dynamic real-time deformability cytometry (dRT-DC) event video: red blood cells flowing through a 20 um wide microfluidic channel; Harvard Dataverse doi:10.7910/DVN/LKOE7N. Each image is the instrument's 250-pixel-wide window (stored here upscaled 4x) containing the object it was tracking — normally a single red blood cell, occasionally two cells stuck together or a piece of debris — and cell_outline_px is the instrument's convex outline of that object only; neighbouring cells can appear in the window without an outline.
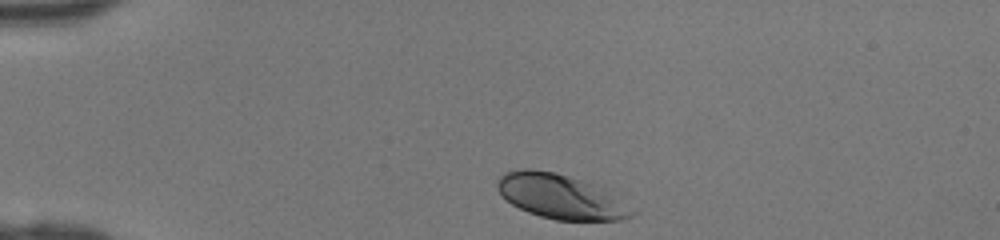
{"species": "human", "species_latin": "Homo sapiens", "temperature_condition": "room temperature", "stored_images_in_passage": 31, "camera_frame_rate_fps": 3000, "um_per_image_px": 0.085, "donor": {"sex": "female"}, "frame": {"image": 1, "passage_image": 1, "time_ms": 0.0, "image_size_px": [1000, 240], "cell_outline_px": [[640, 212], [624, 220], [556, 220], [540, 216], [528, 212], [512, 204], [496, 188], [496, 180], [504, 172], [524, 168], [528, 168], [556, 172], [592, 184], [640, 208]], "centroid_in_image_um": [47.73, 16.72], "position_along_channel_um": 37.3, "area_um2": 35.26}}
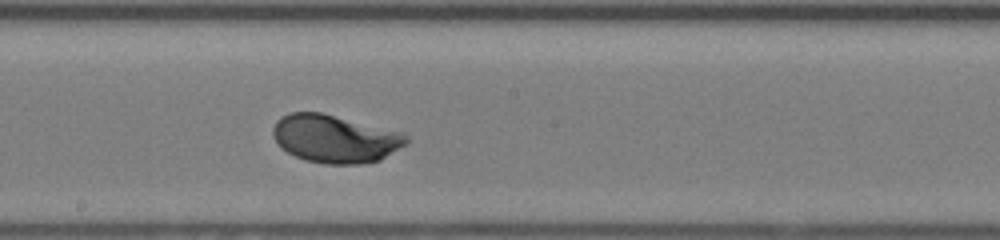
{"frame": {"image": 2, "passage_image": 17, "time_ms": 5.333, "image_size_px": [1000, 240], "cell_outline_px": [[408, 140], [404, 144], [380, 160], [364, 164], [324, 164], [304, 160], [288, 152], [272, 136], [272, 128], [276, 120], [280, 116], [288, 112], [320, 112], [400, 132], [408, 136]], "centroid_in_image_um": [28.43, 11.79], "position_along_channel_um": 219.8, "area_um2": 36.93}}
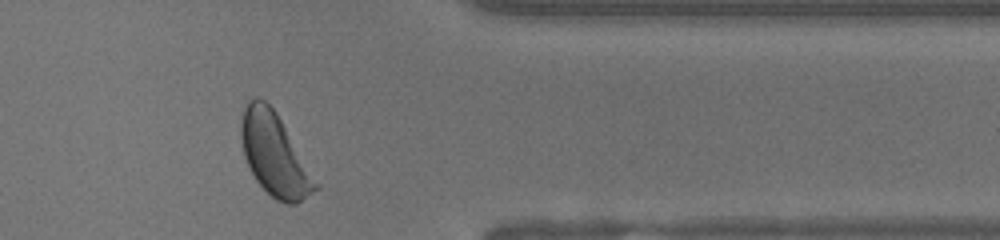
{"frame": {"image": 3, "passage_image": 29, "time_ms": 9.333, "image_size_px": [1000, 240], "cell_outline_px": [[320, 188], [296, 204], [288, 204], [276, 200], [256, 180], [244, 156], [240, 140], [240, 120], [244, 108], [248, 100], [256, 96], [260, 96], [276, 112], [320, 184]], "centroid_in_image_um": [23.34, 13.13], "position_along_channel_um": 388.1, "area_um2": 35.78}}